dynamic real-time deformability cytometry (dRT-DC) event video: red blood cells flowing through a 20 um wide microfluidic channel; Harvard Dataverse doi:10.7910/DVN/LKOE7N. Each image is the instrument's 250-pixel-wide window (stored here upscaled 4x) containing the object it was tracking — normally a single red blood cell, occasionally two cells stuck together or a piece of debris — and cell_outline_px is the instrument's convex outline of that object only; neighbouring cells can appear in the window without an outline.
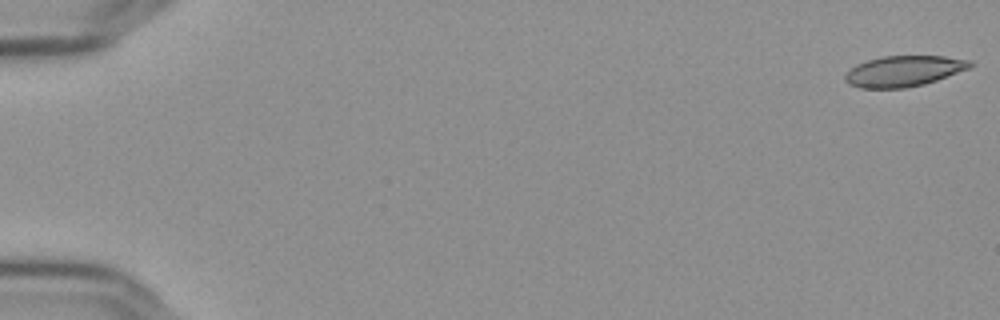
{"species": "Egyptian fruit bat (a non-hibernating species)", "species_latin": "Rousettus aegyptiacus", "temperature_condition": "cold", "stored_images_in_passage": 56, "camera_frame_rate_fps": 3000, "um_per_image_px": 0.085, "frame": {"image": 1, "passage_image": 1, "time_ms": 0.0, "image_size_px": [1000, 320], "cell_outline_px": [[972, 64], [968, 68], [936, 80], [924, 84], [904, 88], [860, 88], [848, 84], [844, 80], [844, 76], [856, 64], [880, 56], [944, 56], [972, 60]], "centroid_in_image_um": [76.78, 6.04], "position_along_channel_um": 8.2, "area_um2": 22.25}}
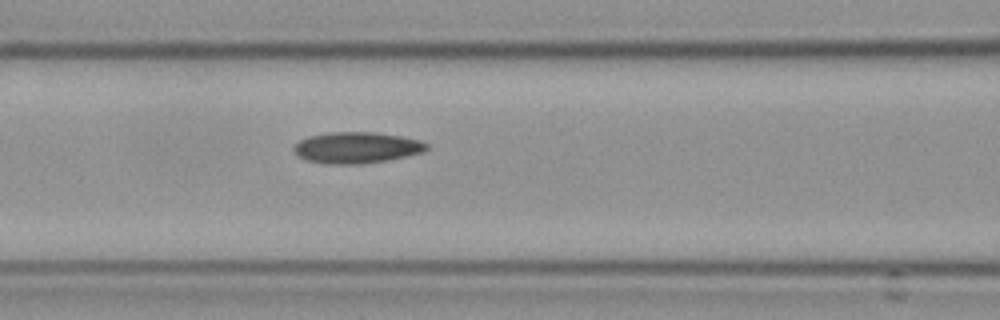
{"frame": {"image": 2, "passage_image": 25, "time_ms": 8.0, "image_size_px": [1000, 320], "cell_outline_px": [[428, 148], [424, 152], [384, 160], [360, 164], [328, 164], [304, 160], [292, 148], [300, 140], [308, 136], [328, 132], [376, 132], [404, 136], [420, 140], [428, 144]], "centroid_in_image_um": [30.32, 12.53], "position_along_channel_um": 136.3, "area_um2": 24.16}}
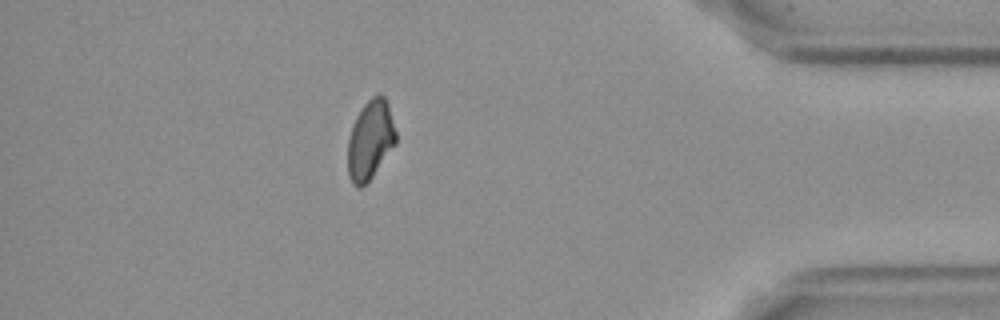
{"frame": {"image": 3, "passage_image": 50, "time_ms": 16.333, "image_size_px": [1000, 320], "cell_outline_px": [[396, 144], [372, 176], [360, 188], [356, 188], [352, 184], [348, 176], [348, 136], [352, 124], [356, 116], [364, 104], [372, 96], [380, 92], [384, 96], [388, 104], [396, 132]], "centroid_in_image_um": [31.46, 11.88], "position_along_channel_um": 403.7, "area_um2": 22.31}, "authors_computed_cell_mechanics": {"area_um2": 23.0333, "velocity_mm_per_s": 3.6444, "shape_relaxation_time_tau1_ms": null, "shape_relaxation_time_tau2_ms": 5.0803, "deformation_change_tau1": null, "deformation_change_tau2": 0.1138}}